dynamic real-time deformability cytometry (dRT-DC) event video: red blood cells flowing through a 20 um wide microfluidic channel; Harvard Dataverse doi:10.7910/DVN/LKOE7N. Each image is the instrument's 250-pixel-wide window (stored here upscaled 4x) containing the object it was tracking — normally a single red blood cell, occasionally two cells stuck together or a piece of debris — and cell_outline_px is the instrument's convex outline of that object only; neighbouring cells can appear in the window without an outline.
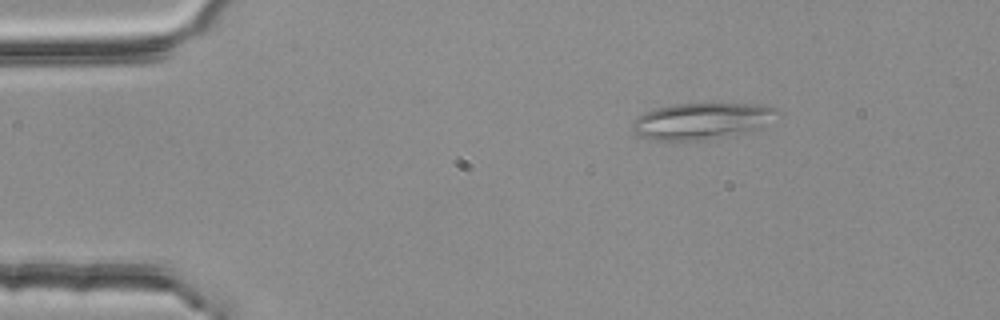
{"species": "common noctule bat (a hibernating species)", "species_latin": "Nyctalus noctula", "temperature_condition": "room temperature", "stored_images_in_passage": 4, "camera_frame_rate_fps": 3000, "um_per_image_px": 0.085, "animal": {"sex": "female", "body_mass_g": 25.1}, "frame": {"image": 1, "passage_image": 2, "time_ms": 0.333, "image_size_px": [1000, 320], "cell_outline_px": [[776, 112], [760, 128], [740, 132], [696, 140], [656, 140], [640, 136], [632, 128], [632, 120], [644, 112], [656, 108], [676, 104], [760, 104], [776, 108]], "centroid_in_image_um": [59.54, 10.26], "position_along_channel_um": 25.5, "area_um2": 29.65}}